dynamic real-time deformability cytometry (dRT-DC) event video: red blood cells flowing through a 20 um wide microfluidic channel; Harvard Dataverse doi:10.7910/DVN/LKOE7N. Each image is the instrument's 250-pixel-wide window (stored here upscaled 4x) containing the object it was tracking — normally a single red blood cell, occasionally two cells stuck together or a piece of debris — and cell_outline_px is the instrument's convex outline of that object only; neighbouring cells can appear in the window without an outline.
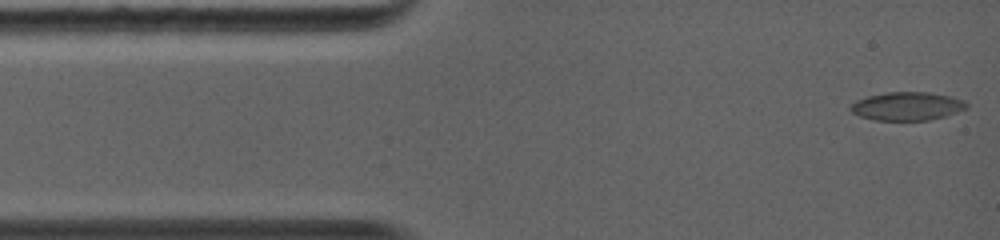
{"species": "common noctule bat (a hibernating species)", "species_latin": "Nyctalus noctula", "temperature_condition": "warm", "stored_images_in_passage": 29, "camera_frame_rate_fps": 5000, "um_per_image_px": 0.085, "animal": {"sex": "female", "body_mass_g": 19.0, "forearm_length_mm": 56.7}, "frame": {"image": 1, "passage_image": 1, "time_ms": 0.0, "image_size_px": [1000, 240], "cell_outline_px": [[968, 108], [944, 116], [928, 120], [876, 120], [860, 116], [852, 112], [848, 108], [856, 100], [868, 96], [888, 92], [928, 92], [948, 96], [964, 100], [968, 104]], "centroid_in_image_um": [77.1, 9.02], "position_along_channel_um": 7.9, "area_um2": 19.02}}
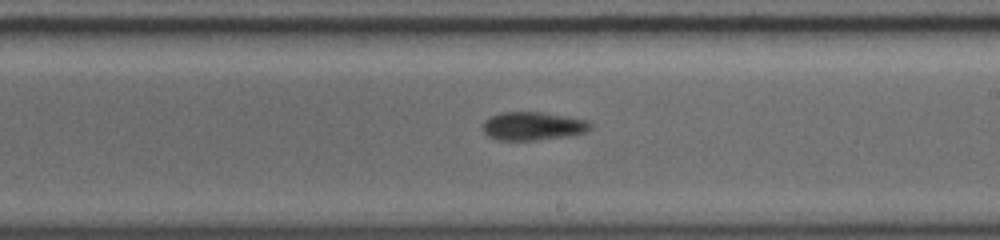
{"frame": {"image": 2, "passage_image": 13, "time_ms": 7.0, "image_size_px": [1000, 240], "cell_outline_px": [[592, 128], [584, 132], [568, 136], [532, 140], [500, 140], [488, 136], [484, 132], [484, 120], [488, 116], [500, 112], [540, 112], [568, 116], [588, 120], [592, 124]], "centroid_in_image_um": [45.3, 10.7], "position_along_channel_um": 243.7, "area_um2": 17.8}}
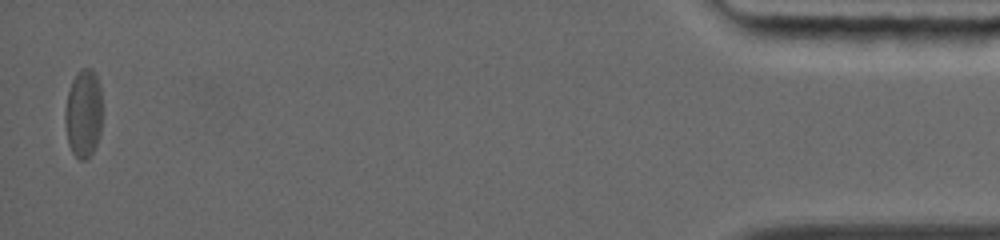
{"frame": {"image": 3, "passage_image": 29, "time_ms": 14.0, "image_size_px": [1000, 240], "cell_outline_px": [[100, 136], [88, 160], [80, 160], [72, 152], [68, 144], [64, 120], [64, 108], [68, 92], [72, 80], [76, 72], [80, 68], [92, 68], [96, 72], [100, 88]], "centroid_in_image_um": [7.06, 9.63], "position_along_channel_um": 428.1, "area_um2": 19.36}, "authors_computed_cell_mechanics": {"area_um2": 18.4382, "velocity_mm_per_s": 4.377, "shape_relaxation_time_tau1_ms": null, "shape_relaxation_time_tau2_ms": 1.0908, "deformation_change_tau1": null, "deformation_change_tau2": 0.0645}}